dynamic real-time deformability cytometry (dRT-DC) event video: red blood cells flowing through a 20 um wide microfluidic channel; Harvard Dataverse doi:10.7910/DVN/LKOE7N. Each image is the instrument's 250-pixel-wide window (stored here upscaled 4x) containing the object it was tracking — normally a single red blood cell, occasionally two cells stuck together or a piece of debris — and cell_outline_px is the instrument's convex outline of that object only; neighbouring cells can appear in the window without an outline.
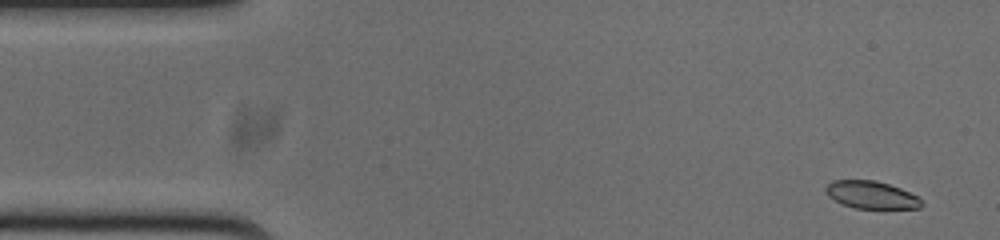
{"species": "common noctule bat (a hibernating species)", "species_latin": "Nyctalus noctula", "temperature_condition": "cold", "stored_images_in_passage": 53, "camera_frame_rate_fps": 3000, "um_per_image_px": 0.085, "animal": {"sex": "male", "body_mass_g": 20.0, "forearm_length_mm": 53.3}, "frame": {"image": 1, "passage_image": 2, "time_ms": 0.333, "image_size_px": [1000, 240], "cell_outline_px": [[924, 204], [920, 208], [856, 208], [840, 204], [828, 196], [824, 192], [824, 188], [832, 180], [876, 180], [900, 188], [916, 196]], "centroid_in_image_um": [74.0, 16.56], "position_along_channel_um": 11.0, "area_um2": 15.37}}
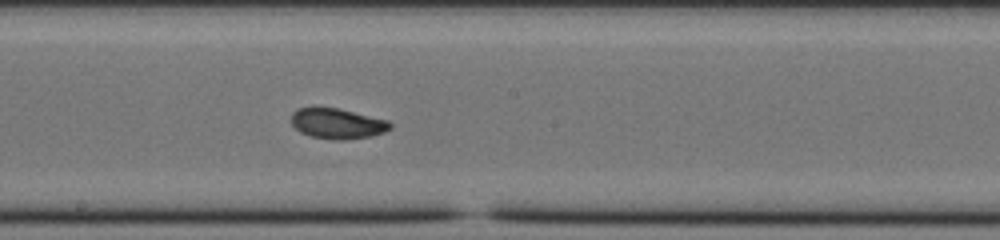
{"frame": {"image": 2, "passage_image": 27, "time_ms": 8.667, "image_size_px": [1000, 240], "cell_outline_px": [[392, 128], [384, 132], [372, 136], [344, 140], [336, 140], [312, 136], [300, 132], [292, 124], [292, 112], [296, 108], [336, 108], [388, 120], [392, 124]], "centroid_in_image_um": [28.69, 10.51], "position_along_channel_um": 219.5, "area_um2": 17.34}}
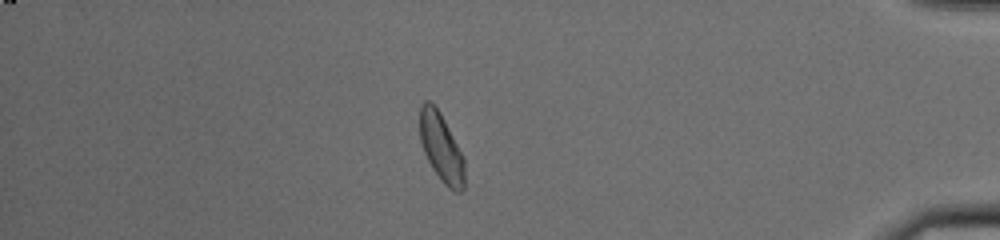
{"frame": {"image": 3, "passage_image": 45, "time_ms": 14.667, "image_size_px": [1000, 240], "cell_outline_px": [[464, 188], [460, 192], [452, 192], [440, 180], [432, 168], [424, 152], [420, 140], [420, 104], [424, 100], [428, 100], [440, 112], [464, 156]], "centroid_in_image_um": [37.51, 12.57], "position_along_channel_um": 397.7, "area_um2": 17.98}, "authors_computed_cell_mechanics": {"area_um2": 17.5134, "velocity_mm_per_s": 3.7474, "shape_relaxation_time_tau1_ms": 2.8787, "shape_relaxation_time_tau2_ms": 3.4085, "deformation_change_tau1": 0.0821, "deformation_change_tau2": 0.0871}}